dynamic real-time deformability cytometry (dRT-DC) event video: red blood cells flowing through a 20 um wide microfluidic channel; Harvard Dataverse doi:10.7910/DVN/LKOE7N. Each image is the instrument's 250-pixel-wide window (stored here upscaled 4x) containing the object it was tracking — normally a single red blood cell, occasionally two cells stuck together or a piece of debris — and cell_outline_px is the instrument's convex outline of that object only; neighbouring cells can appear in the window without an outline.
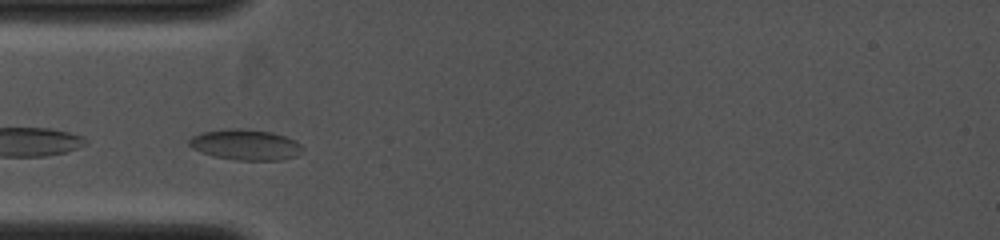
{"species": "common noctule bat (a hibernating species)", "species_latin": "Nyctalus noctula", "temperature_condition": "cold", "stored_images_in_passage": 15, "camera_frame_rate_fps": 4000, "um_per_image_px": 0.085, "animal": {"sex": "female", "body_mass_g": 19.0, "forearm_length_mm": 53.3}, "frame": {"image": 1, "passage_image": 1, "time_ms": 0.0, "image_size_px": [1000, 240], "cell_outline_px": [[304, 152], [296, 156], [280, 160], [236, 160], [216, 156], [192, 148], [188, 144], [188, 140], [192, 136], [200, 132], [228, 128], [240, 128], [272, 132], [296, 140], [304, 148]], "centroid_in_image_um": [20.9, 12.29], "position_along_channel_um": 64.1, "area_um2": 20.35}}
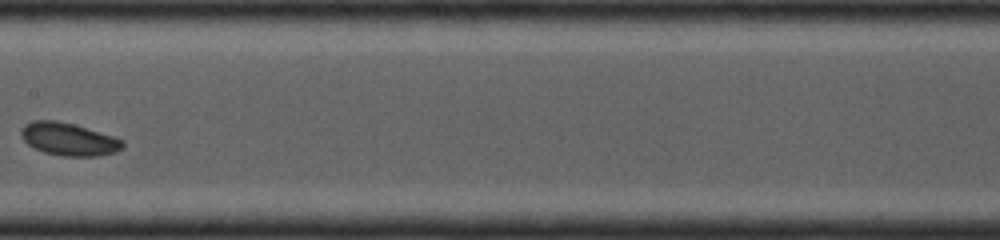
{"frame": {"image": 2, "passage_image": 7, "time_ms": 2.75, "image_size_px": [1000, 240], "cell_outline_px": [[124, 148], [116, 152], [96, 156], [64, 156], [44, 152], [28, 144], [20, 136], [20, 128], [24, 124], [32, 120], [56, 120], [72, 124], [112, 136], [124, 140]], "centroid_in_image_um": [5.82, 11.83], "position_along_channel_um": 201.6, "area_um2": 19.31}}
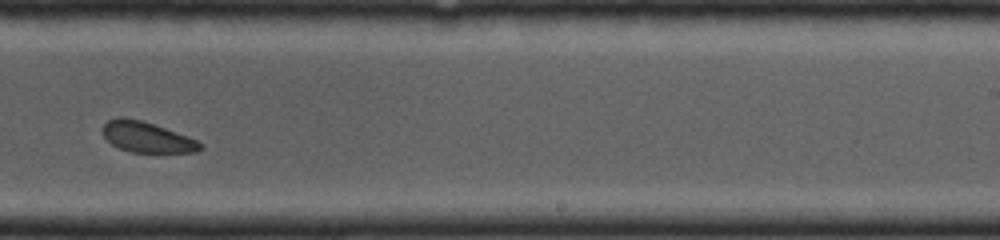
{"frame": {"image": 3, "passage_image": 10, "time_ms": 4.25, "image_size_px": [1000, 240], "cell_outline_px": [[204, 148], [196, 152], [128, 152], [112, 144], [104, 136], [104, 124], [108, 120], [120, 116], [124, 116], [140, 120], [188, 136], [204, 144]], "centroid_in_image_um": [12.51, 11.66], "position_along_channel_um": 276.5, "area_um2": 17.22}}